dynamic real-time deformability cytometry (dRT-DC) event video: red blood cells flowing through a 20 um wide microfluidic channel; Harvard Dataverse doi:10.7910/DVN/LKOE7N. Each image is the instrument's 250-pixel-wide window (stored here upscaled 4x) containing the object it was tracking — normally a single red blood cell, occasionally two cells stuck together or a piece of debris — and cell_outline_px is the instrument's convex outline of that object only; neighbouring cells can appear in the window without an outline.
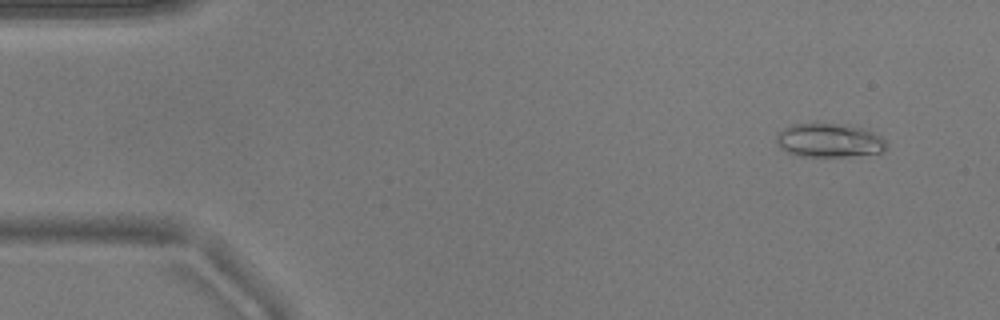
{"species": "common noctule bat (a hibernating species)", "species_latin": "Nyctalus noctula", "temperature_condition": "warm", "stored_images_in_passage": 52, "camera_frame_rate_fps": 3000, "um_per_image_px": 0.085, "animal": {"sex": "male", "body_mass_g": 17.9}, "frame": {"image": 1, "passage_image": 4, "time_ms": 1.0, "image_size_px": [1000, 320], "cell_outline_px": [[884, 152], [848, 156], [800, 156], [788, 152], [780, 148], [776, 140], [776, 132], [792, 124], [816, 120], [848, 124], [868, 128], [880, 136], [884, 140]], "centroid_in_image_um": [70.44, 11.86], "position_along_channel_um": 14.6, "area_um2": 22.54}}
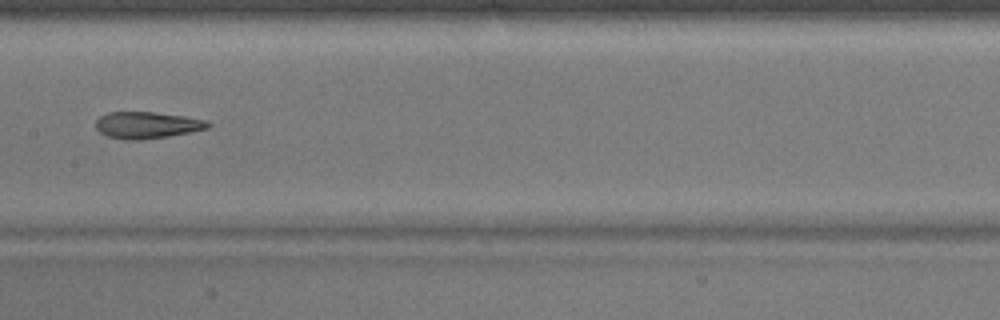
{"frame": {"image": 2, "passage_image": 26, "time_ms": 8.333, "image_size_px": [1000, 320], "cell_outline_px": [[212, 124], [208, 128], [168, 136], [140, 140], [124, 140], [108, 136], [100, 132], [96, 128], [96, 120], [100, 116], [108, 112], [152, 112], [184, 116], [208, 120]], "centroid_in_image_um": [12.49, 10.63], "position_along_channel_um": 194.9, "area_um2": 17.4}}
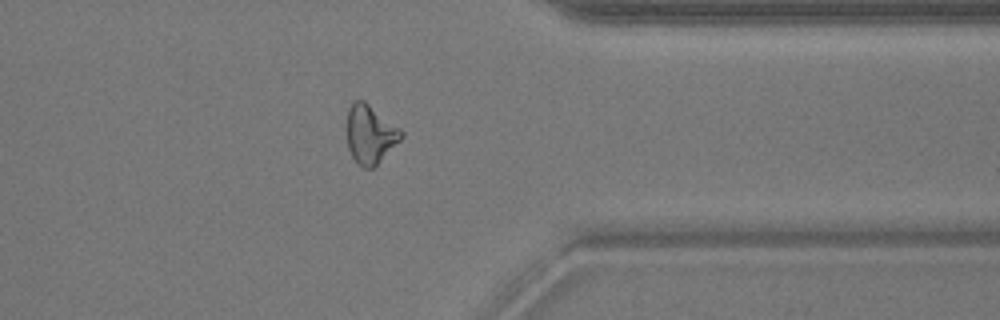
{"frame": {"image": 3, "passage_image": 41, "time_ms": 13.333, "image_size_px": [1000, 320], "cell_outline_px": [[404, 136], [372, 168], [364, 168], [352, 156], [348, 148], [344, 124], [348, 108], [352, 100], [364, 100], [400, 128], [404, 132]], "centroid_in_image_um": [31.41, 11.35], "position_along_channel_um": 380.0, "area_um2": 18.79}, "authors_computed_cell_mechanics": {"area_um2": 18.6694, "velocity_mm_per_s": 3.8887, "shape_relaxation_time_tau1_ms": null, "shape_relaxation_time_tau2_ms": 3.4238, "deformation_change_tau1": null, "deformation_change_tau2": 0.1115}}